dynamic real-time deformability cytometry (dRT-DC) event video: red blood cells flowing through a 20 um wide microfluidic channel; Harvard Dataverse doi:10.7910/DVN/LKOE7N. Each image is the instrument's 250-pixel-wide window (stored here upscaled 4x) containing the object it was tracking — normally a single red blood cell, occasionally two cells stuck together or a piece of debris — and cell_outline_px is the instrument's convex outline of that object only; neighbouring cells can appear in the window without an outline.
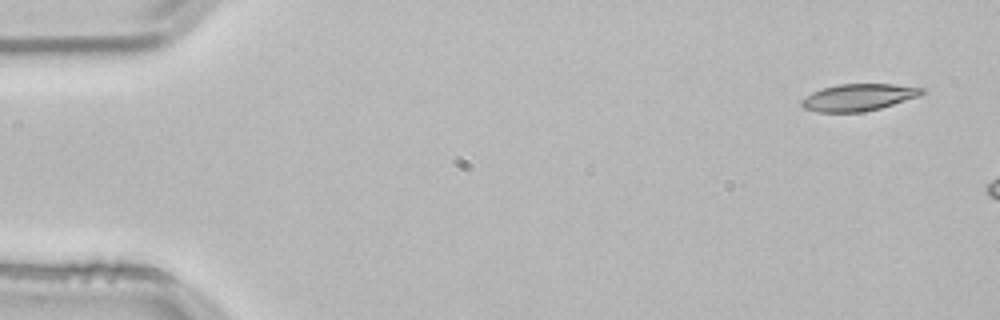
{"species": "common noctule bat (a hibernating species)", "species_latin": "Nyctalus noctula", "temperature_condition": "room temperature", "stored_images_in_passage": 7, "camera_frame_rate_fps": 3000, "um_per_image_px": 0.085, "animal": {"sex": "male", "body_mass_g": 21.5, "forearm_length_mm": 52.0}, "frame": {"image": 1, "passage_image": 1, "time_ms": 0.0, "image_size_px": [1000, 320], "cell_outline_px": [[924, 92], [920, 96], [880, 108], [864, 112], [816, 112], [804, 108], [800, 104], [800, 100], [812, 92], [836, 84], [892, 84], [924, 88]], "centroid_in_image_um": [72.95, 8.28], "position_along_channel_um": 12.1, "area_um2": 18.9}}